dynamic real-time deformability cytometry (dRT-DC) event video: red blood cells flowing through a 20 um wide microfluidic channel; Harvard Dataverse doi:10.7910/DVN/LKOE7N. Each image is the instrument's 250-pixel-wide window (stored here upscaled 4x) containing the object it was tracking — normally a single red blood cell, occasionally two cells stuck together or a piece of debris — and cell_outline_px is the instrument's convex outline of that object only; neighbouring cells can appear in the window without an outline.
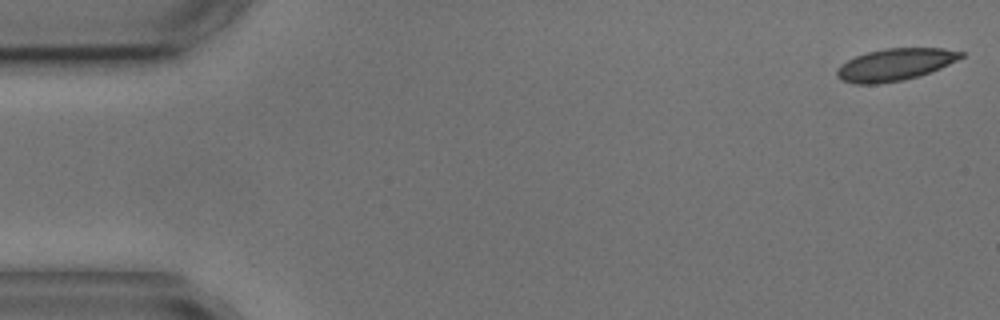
{"species": "common noctule bat (a hibernating species)", "species_latin": "Nyctalus noctula", "temperature_condition": "cold", "stored_images_in_passage": 5, "camera_frame_rate_fps": 3000, "um_per_image_px": 0.085, "animal": {"sex": "male", "body_mass_g": 17.9, "forearm_length_mm": 54.2}, "frame": {"image": 1, "passage_image": 1, "time_ms": 0.0, "image_size_px": [1000, 320], "cell_outline_px": [[964, 56], [940, 68], [920, 76], [904, 80], [880, 84], [852, 84], [840, 80], [836, 76], [836, 72], [848, 60], [856, 56], [868, 52], [884, 48], [944, 48], [964, 52]], "centroid_in_image_um": [76.08, 5.5], "position_along_channel_um": 8.9, "area_um2": 23.18}}
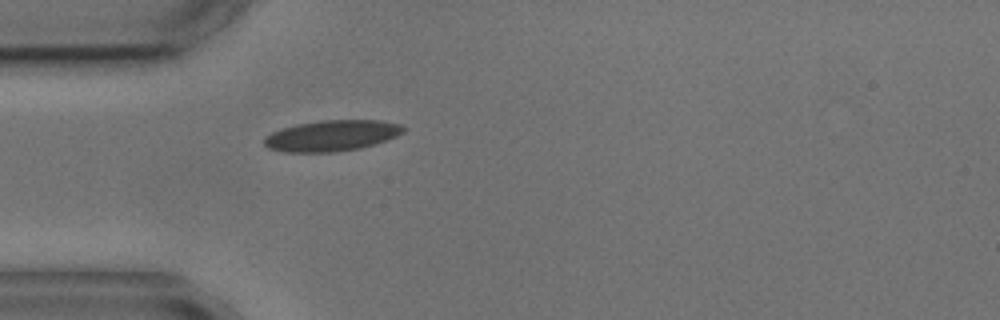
{"frame": {"image": 2, "passage_image": 5, "time_ms": 4.667, "image_size_px": [1000, 320], "cell_outline_px": [[404, 132], [396, 136], [360, 148], [336, 152], [284, 152], [268, 148], [264, 144], [264, 136], [272, 132], [296, 124], [324, 120], [380, 120], [400, 124], [404, 128]], "centroid_in_image_um": [28.17, 11.53], "position_along_channel_um": 56.8, "area_um2": 24.91}}